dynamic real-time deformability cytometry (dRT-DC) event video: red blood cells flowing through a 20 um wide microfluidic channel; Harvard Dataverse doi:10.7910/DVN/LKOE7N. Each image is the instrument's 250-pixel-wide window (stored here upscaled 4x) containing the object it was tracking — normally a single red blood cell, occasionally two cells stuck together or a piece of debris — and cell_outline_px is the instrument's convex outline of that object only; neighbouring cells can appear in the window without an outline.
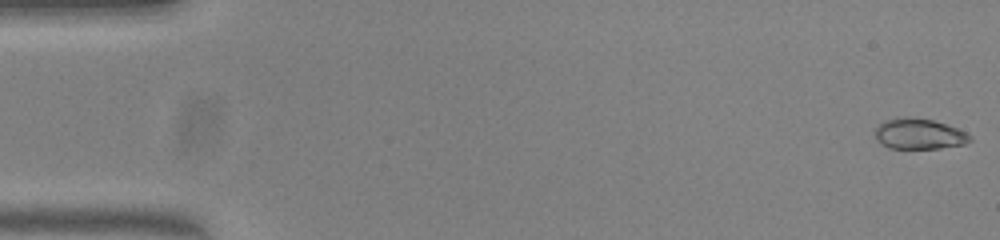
{"species": "common noctule bat (a hibernating species)", "species_latin": "Nyctalus noctula", "temperature_condition": "warm", "stored_images_in_passage": 54, "camera_frame_rate_fps": 3000, "um_per_image_px": 0.085, "animal": {"sex": "female", "body_mass_g": 23.0, "forearm_length_mm": 53.4}, "frame": {"image": 1, "passage_image": 1, "time_ms": 0.0, "image_size_px": [1000, 240], "cell_outline_px": [[972, 140], [964, 144], [940, 148], [888, 148], [876, 140], [872, 132], [884, 120], [896, 116], [912, 116], [932, 120], [956, 128], [972, 136]], "centroid_in_image_um": [78.05, 11.36], "position_along_channel_um": 7.0, "area_um2": 17.17}}
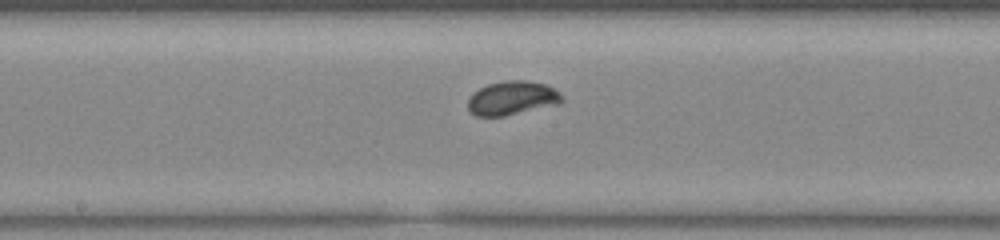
{"frame": {"image": 2, "passage_image": 28, "time_ms": 9.0, "image_size_px": [1000, 240], "cell_outline_px": [[564, 100], [560, 104], [504, 116], [476, 116], [468, 108], [468, 100], [472, 92], [488, 84], [508, 80], [528, 80], [544, 84], [560, 92], [564, 96]], "centroid_in_image_um": [43.56, 8.33], "position_along_channel_um": 204.6, "area_um2": 18.67}}
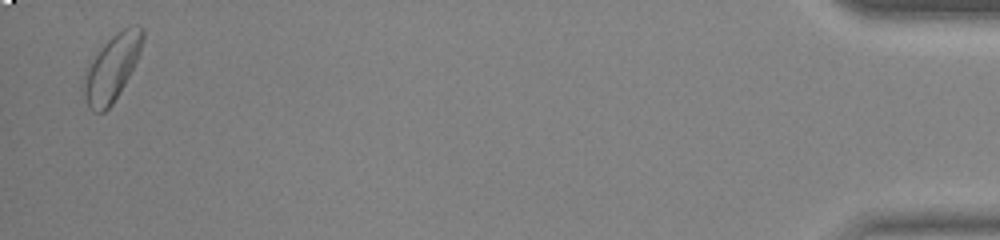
{"frame": {"image": 3, "passage_image": 53, "time_ms": 17.333, "image_size_px": [1000, 240], "cell_outline_px": [[144, 36], [140, 52], [120, 92], [112, 104], [104, 112], [92, 112], [88, 108], [80, 92], [80, 84], [84, 72], [88, 64], [100, 48], [116, 32], [124, 28], [140, 24], [144, 28]], "centroid_in_image_um": [9.44, 5.81], "position_along_channel_um": 425.8, "area_um2": 23.06}, "authors_computed_cell_mechanics": {"area_um2": 17.7446, "velocity_mm_per_s": 3.7744, "shape_relaxation_time_tau1_ms": 3.2907, "shape_relaxation_time_tau2_ms": null, "deformation_change_tau1": 0.1194, "deformation_change_tau2": null}}